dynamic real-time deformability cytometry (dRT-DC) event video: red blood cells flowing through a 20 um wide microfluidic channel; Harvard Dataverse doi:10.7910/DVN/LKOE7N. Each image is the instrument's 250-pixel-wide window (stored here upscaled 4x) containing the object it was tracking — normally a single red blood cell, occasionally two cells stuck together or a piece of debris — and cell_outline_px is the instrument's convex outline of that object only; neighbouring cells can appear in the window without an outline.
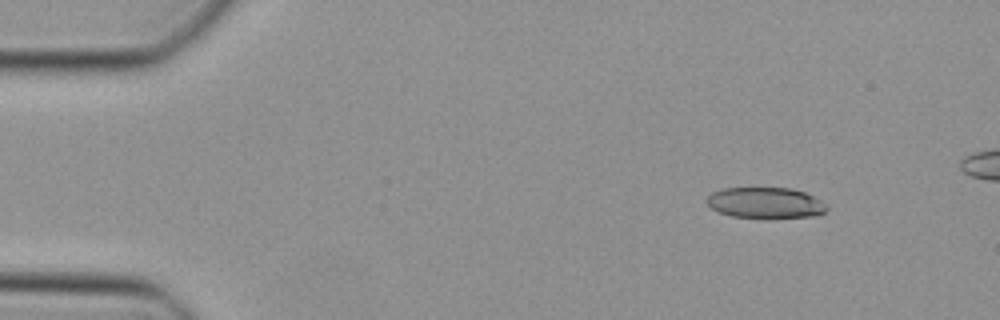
{"species": "Egyptian fruit bat (a non-hibernating species)", "species_latin": "Rousettus aegyptiacus", "temperature_condition": "cold", "stored_images_in_passage": 40, "camera_frame_rate_fps": 3000, "um_per_image_px": 0.085, "animal": {"sex": "female"}, "frame": {"image": 1, "passage_image": 1, "time_ms": 0.0, "image_size_px": [1000, 320], "cell_outline_px": [[828, 208], [820, 216], [768, 220], [732, 216], [720, 212], [712, 208], [704, 200], [712, 192], [724, 188], [792, 188], [804, 192], [820, 200]], "centroid_in_image_um": [65.08, 17.28], "position_along_channel_um": 19.9, "area_um2": 22.25}}
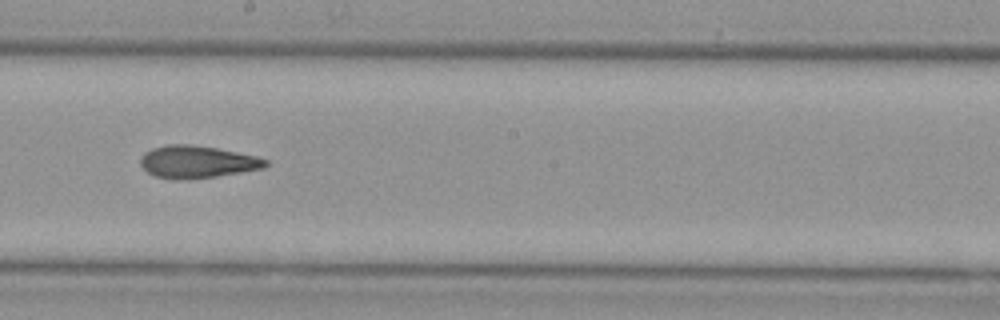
{"frame": {"image": 2, "passage_image": 22, "time_ms": 7.0, "image_size_px": [1000, 320], "cell_outline_px": [[268, 164], [264, 168], [216, 176], [180, 180], [176, 180], [156, 176], [148, 172], [140, 164], [140, 156], [144, 152], [152, 148], [168, 144], [192, 144], [216, 148], [256, 156], [268, 160]], "centroid_in_image_um": [16.73, 13.75], "position_along_channel_um": 231.5, "area_um2": 23.52}}
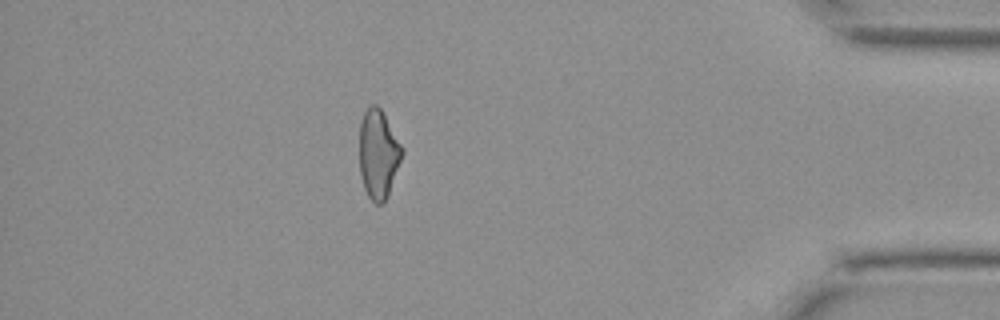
{"frame": {"image": 3, "passage_image": 37, "time_ms": 12.0, "image_size_px": [1000, 320], "cell_outline_px": [[404, 152], [388, 196], [384, 204], [376, 204], [368, 196], [364, 188], [360, 176], [360, 120], [364, 112], [372, 104], [376, 104], [380, 108], [404, 148]], "centroid_in_image_um": [32.17, 13.12], "position_along_channel_um": 403.0, "area_um2": 22.2}}